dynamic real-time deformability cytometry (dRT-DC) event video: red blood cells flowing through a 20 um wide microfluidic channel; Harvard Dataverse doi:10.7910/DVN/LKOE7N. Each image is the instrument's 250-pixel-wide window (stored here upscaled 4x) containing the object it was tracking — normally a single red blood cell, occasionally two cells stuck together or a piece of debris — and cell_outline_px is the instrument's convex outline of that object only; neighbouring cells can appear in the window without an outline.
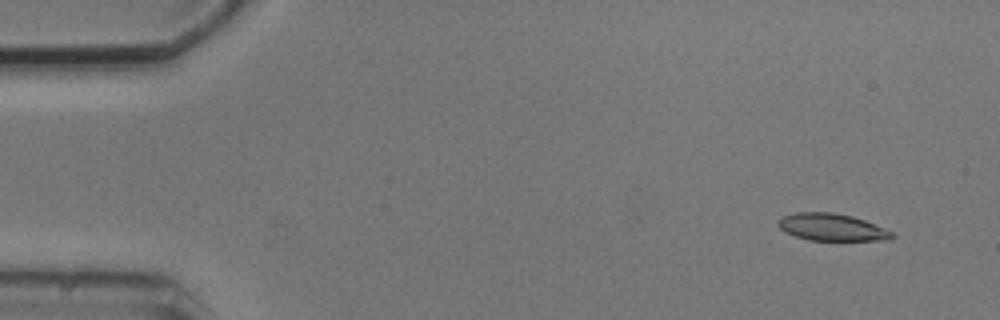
{"species": "common noctule bat (a hibernating species)", "species_latin": "Nyctalus noctula", "temperature_condition": "cold", "stored_images_in_passage": 7, "camera_frame_rate_fps": 3000, "um_per_image_px": 0.085, "animal": {"sex": "male", "body_mass_g": 20.5, "forearm_length_mm": 52.5}, "frame": {"image": 1, "passage_image": 2, "time_ms": 1.0, "image_size_px": [1000, 320], "cell_outline_px": [[896, 236], [892, 240], [808, 240], [784, 232], [776, 224], [776, 220], [784, 216], [796, 212], [832, 212], [852, 216], [864, 220], [884, 228], [892, 232]], "centroid_in_image_um": [70.69, 19.31], "position_along_channel_um": 14.3, "area_um2": 18.09}}
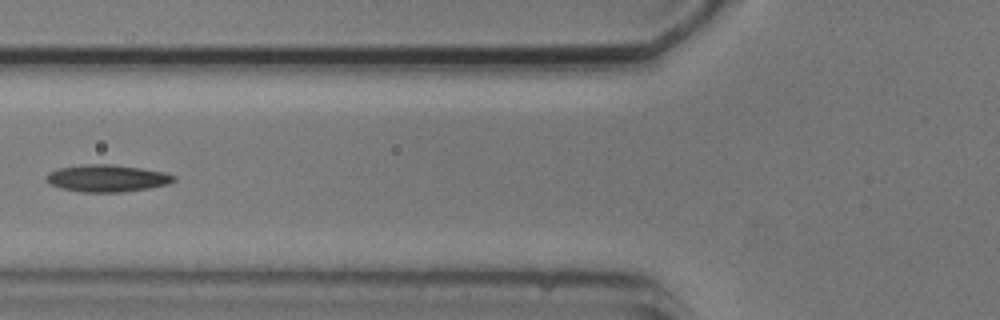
{"frame": {"image": 2, "passage_image": 6, "time_ms": 6.667, "image_size_px": [1000, 320], "cell_outline_px": [[176, 180], [168, 184], [148, 188], [120, 192], [80, 192], [60, 188], [48, 184], [44, 180], [44, 176], [48, 172], [60, 168], [84, 164], [112, 164], [140, 168], [164, 172], [176, 176]], "centroid_in_image_um": [9.04, 15.15], "position_along_channel_um": 116.8, "area_um2": 20.29}}
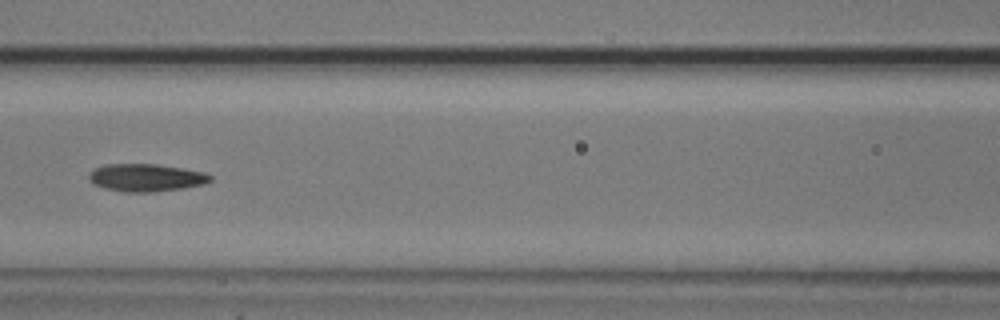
{"frame": {"image": 3, "passage_image": 7, "time_ms": 7.667, "image_size_px": [1000, 320], "cell_outline_px": [[212, 180], [204, 184], [180, 188], [152, 192], [128, 192], [104, 188], [88, 180], [88, 176], [96, 168], [104, 164], [156, 164], [184, 168], [204, 172], [212, 176]], "centroid_in_image_um": [12.43, 15.09], "position_along_channel_um": 154.2, "area_um2": 19.36}}